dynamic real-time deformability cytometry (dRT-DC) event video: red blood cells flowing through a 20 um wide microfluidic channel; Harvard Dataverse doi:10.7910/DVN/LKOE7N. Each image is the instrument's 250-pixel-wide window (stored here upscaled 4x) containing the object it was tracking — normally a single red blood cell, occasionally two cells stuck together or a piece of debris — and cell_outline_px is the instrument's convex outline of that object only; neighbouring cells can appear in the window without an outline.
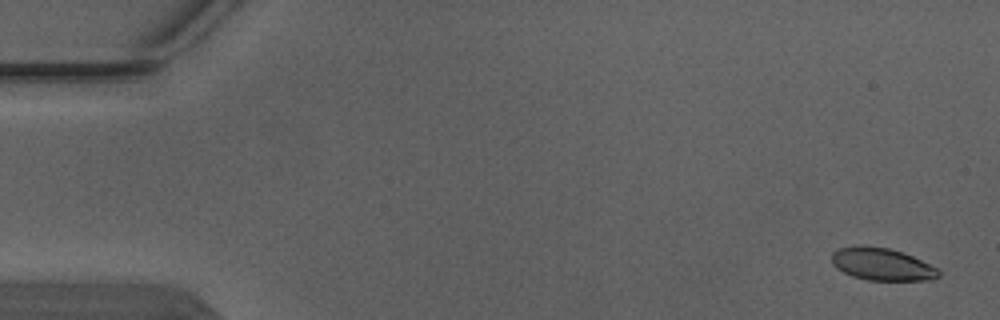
{"species": "Egyptian fruit bat (a non-hibernating species)", "species_latin": "Rousettus aegyptiacus", "temperature_condition": "warm", "stored_images_in_passage": 5, "camera_frame_rate_fps": 3000, "um_per_image_px": 0.085, "animal": {"sex": "male"}, "frame": {"image": 1, "passage_image": 1, "time_ms": 0.0, "image_size_px": [1000, 320], "cell_outline_px": [[940, 276], [932, 280], [868, 280], [852, 276], [836, 268], [832, 264], [832, 252], [840, 248], [860, 244], [864, 244], [888, 248], [904, 252], [936, 268], [940, 272]], "centroid_in_image_um": [74.93, 22.44], "position_along_channel_um": 10.1, "area_um2": 20.29}}
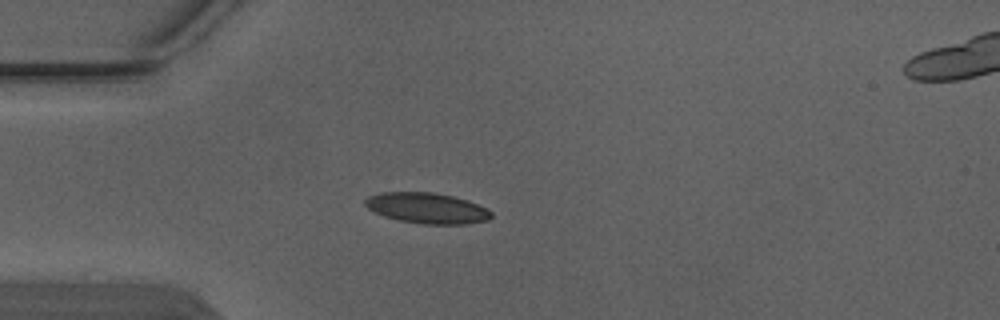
{"frame": {"image": 2, "passage_image": 4, "time_ms": 1.0, "image_size_px": [1000, 320], "cell_outline_px": [[492, 216], [488, 220], [464, 224], [424, 224], [400, 220], [384, 216], [368, 208], [364, 204], [364, 200], [368, 196], [380, 192], [436, 192], [452, 196], [476, 204], [492, 212]], "centroid_in_image_um": [36.26, 17.68], "position_along_channel_um": 48.7, "area_um2": 22.31}}